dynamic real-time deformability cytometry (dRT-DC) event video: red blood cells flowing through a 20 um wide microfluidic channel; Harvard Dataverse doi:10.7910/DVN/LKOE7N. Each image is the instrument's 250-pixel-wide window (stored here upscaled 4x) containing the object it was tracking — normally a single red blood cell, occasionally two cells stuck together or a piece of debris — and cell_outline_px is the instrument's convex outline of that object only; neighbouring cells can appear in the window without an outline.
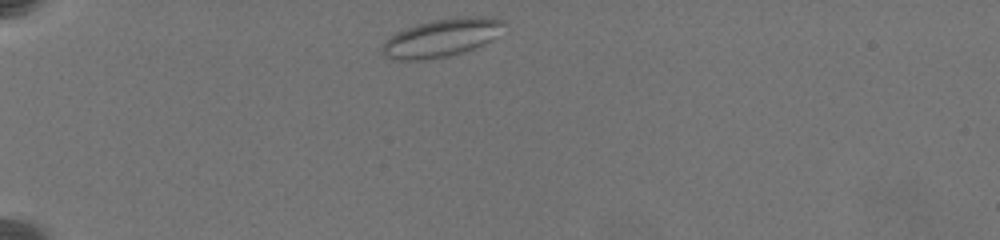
{"species": "common noctule bat (a hibernating species)", "species_latin": "Nyctalus noctula", "temperature_condition": "warm", "stored_images_in_passage": 12, "camera_frame_rate_fps": 3000, "um_per_image_px": 0.085, "animal": {"sex": "female", "body_mass_g": 19.5, "forearm_length_mm": 54.1}, "frame": {"image": 1, "passage_image": 1, "time_ms": 0.0, "image_size_px": [1000, 240], "cell_outline_px": [[504, 24], [496, 36], [492, 40], [484, 44], [464, 52], [448, 56], [424, 60], [392, 60], [384, 56], [380, 52], [380, 48], [384, 40], [396, 32], [432, 20], [468, 16], [484, 16], [504, 20]], "centroid_in_image_um": [37.48, 3.23], "position_along_channel_um": 47.5, "area_um2": 26.99}}
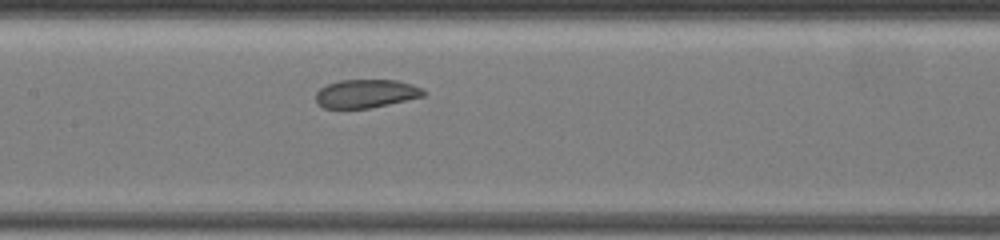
{"frame": {"image": 2, "passage_image": 8, "time_ms": 5.0, "image_size_px": [1000, 240], "cell_outline_px": [[428, 92], [424, 96], [372, 108], [324, 108], [316, 104], [316, 92], [320, 88], [328, 84], [340, 80], [396, 80], [412, 84], [424, 88]], "centroid_in_image_um": [31.14, 7.96], "position_along_channel_um": 176.3, "area_um2": 18.03}}
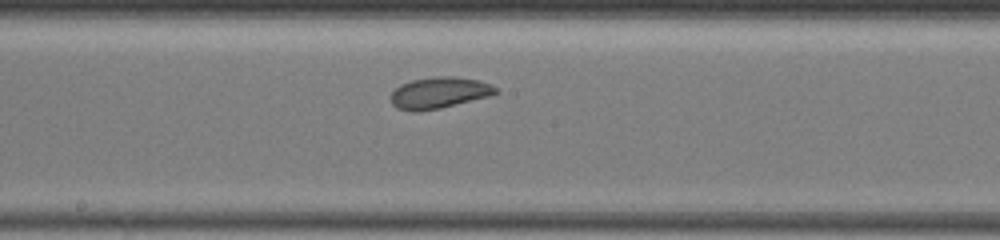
{"frame": {"image": 3, "passage_image": 11, "time_ms": 6.0, "image_size_px": [1000, 240], "cell_outline_px": [[500, 92], [488, 96], [440, 108], [416, 112], [396, 108], [392, 104], [392, 92], [400, 84], [412, 80], [436, 76], [452, 76], [476, 80], [488, 84], [496, 88]], "centroid_in_image_um": [37.29, 7.89], "position_along_channel_um": 210.9, "area_um2": 18.84}}